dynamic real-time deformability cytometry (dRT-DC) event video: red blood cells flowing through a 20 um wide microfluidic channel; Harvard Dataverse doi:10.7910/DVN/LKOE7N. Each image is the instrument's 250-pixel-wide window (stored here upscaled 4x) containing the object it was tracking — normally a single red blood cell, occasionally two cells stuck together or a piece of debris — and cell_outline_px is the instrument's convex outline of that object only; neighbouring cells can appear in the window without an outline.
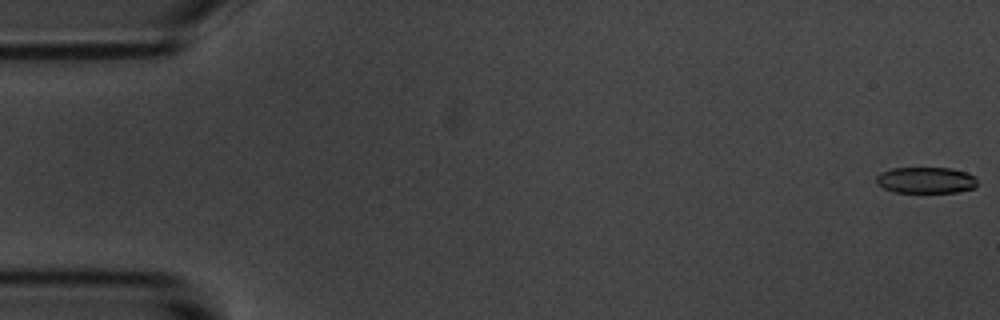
{"species": "common noctule bat (a hibernating species)", "species_latin": "Nyctalus noctula", "temperature_condition": "room temperature", "stored_images_in_passage": 7, "camera_frame_rate_fps": 3000, "um_per_image_px": 0.085, "animal": {"sex": "male", "body_mass_g": 20.1, "forearm_length_mm": 53.5}, "frame": {"image": 1, "passage_image": 1, "time_ms": 0.0, "image_size_px": [1000, 320], "cell_outline_px": [[976, 188], [956, 192], [896, 192], [884, 188], [876, 184], [876, 176], [880, 172], [892, 168], [952, 168], [968, 172], [976, 176]], "centroid_in_image_um": [78.72, 15.31], "position_along_channel_um": 6.3, "area_um2": 15.61}}
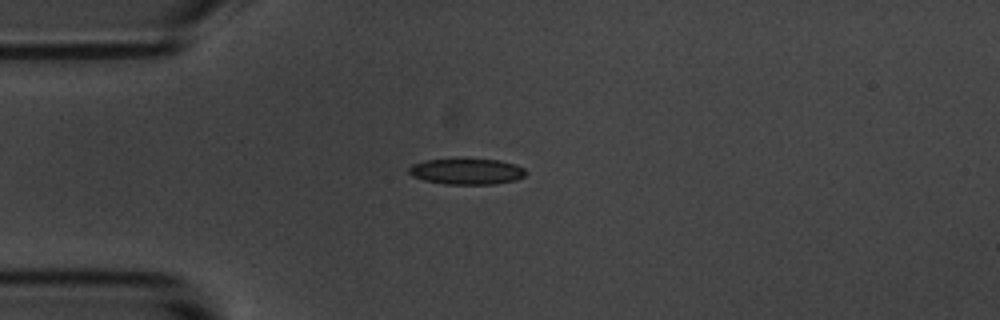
{"frame": {"image": 2, "passage_image": 5, "time_ms": 4.667, "image_size_px": [1000, 320], "cell_outline_px": [[528, 172], [524, 176], [516, 180], [496, 184], [444, 184], [424, 180], [412, 176], [408, 172], [408, 168], [412, 164], [424, 160], [500, 160], [516, 164], [524, 168]], "centroid_in_image_um": [39.69, 14.59], "position_along_channel_um": 45.3, "area_um2": 17.57}}